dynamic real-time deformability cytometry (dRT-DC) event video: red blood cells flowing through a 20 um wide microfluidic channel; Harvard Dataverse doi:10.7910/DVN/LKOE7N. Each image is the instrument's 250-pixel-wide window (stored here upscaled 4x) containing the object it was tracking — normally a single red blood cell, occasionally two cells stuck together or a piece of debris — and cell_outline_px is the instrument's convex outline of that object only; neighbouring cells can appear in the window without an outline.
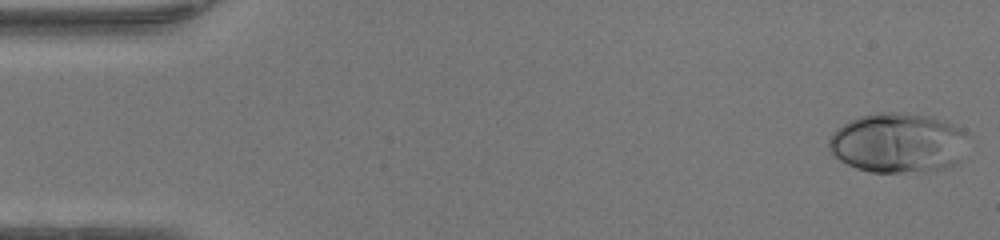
{"species": "human", "species_latin": "Homo sapiens", "temperature_condition": "warm", "stored_images_in_passage": 48, "camera_frame_rate_fps": 3000, "um_per_image_px": 0.085, "donor": {"sex": "female"}, "frame": {"image": 1, "passage_image": 1, "time_ms": 0.0, "image_size_px": [1000, 240], "cell_outline_px": [[964, 136], [960, 164], [948, 168], [928, 172], [872, 172], [856, 168], [840, 160], [828, 148], [828, 140], [832, 132], [836, 128], [848, 120], [872, 112], [900, 112], [932, 116], [944, 120], [960, 128], [964, 132]], "centroid_in_image_um": [76.3, 12.14], "position_along_channel_um": 8.7, "area_um2": 48.96}}
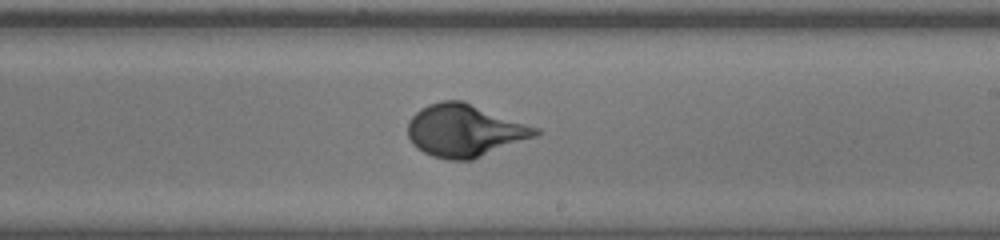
{"frame": {"image": 2, "passage_image": 28, "time_ms": 9.0, "image_size_px": [1000, 240], "cell_outline_px": [[544, 132], [536, 136], [472, 160], [448, 160], [432, 156], [416, 148], [412, 144], [408, 136], [408, 120], [420, 108], [428, 104], [440, 100], [464, 100], [540, 128]], "centroid_in_image_um": [39.51, 11.08], "position_along_channel_um": 249.5, "area_um2": 39.48}}
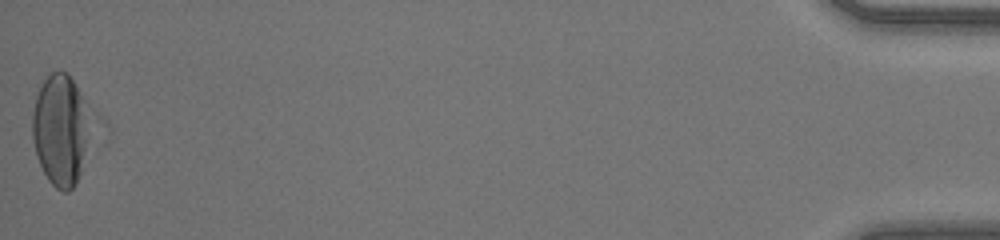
{"frame": {"image": 3, "passage_image": 48, "time_ms": 15.667, "image_size_px": [1000, 240], "cell_outline_px": [[92, 144], [80, 172], [72, 188], [68, 192], [64, 192], [56, 188], [48, 180], [36, 156], [32, 140], [32, 112], [36, 96], [44, 80], [52, 72], [68, 72], [80, 96]], "centroid_in_image_um": [5.12, 11.12], "position_along_channel_um": 430.1, "area_um2": 37.11}, "authors_computed_cell_mechanics": {"area_um2": 38.9861, "velocity_mm_per_s": 4.2653, "shape_relaxation_time_tau1_ms": 3.4124, "shape_relaxation_time_tau2_ms": null, "deformation_change_tau1": 0.204, "deformation_change_tau2": null}}